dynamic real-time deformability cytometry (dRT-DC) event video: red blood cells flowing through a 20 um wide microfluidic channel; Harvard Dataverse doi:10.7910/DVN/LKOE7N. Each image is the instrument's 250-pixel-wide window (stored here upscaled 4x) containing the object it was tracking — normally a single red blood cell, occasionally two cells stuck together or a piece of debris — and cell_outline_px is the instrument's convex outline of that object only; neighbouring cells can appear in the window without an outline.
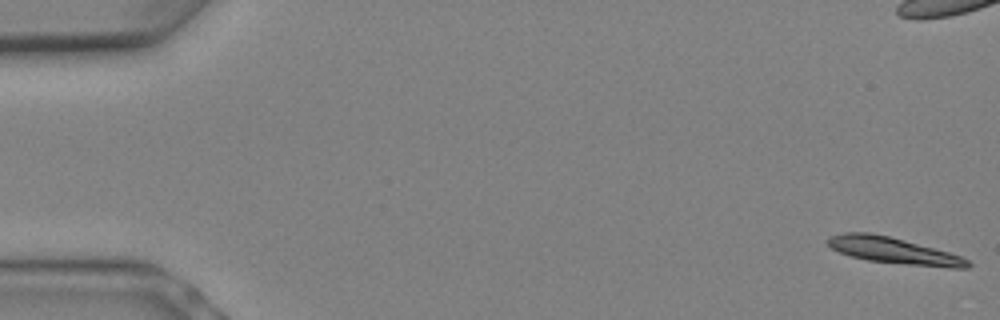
{"species": "Egyptian fruit bat (a non-hibernating species)", "species_latin": "Rousettus aegyptiacus", "temperature_condition": "warm", "stored_images_in_passage": 8, "camera_frame_rate_fps": 3000, "um_per_image_px": 0.085, "animal": {"sex": "female"}, "frame": {"image": 1, "passage_image": 1, "time_ms": 0.0, "image_size_px": [1000, 320], "cell_outline_px": [[972, 264], [968, 268], [952, 268], [908, 264], [868, 260], [852, 256], [840, 252], [832, 248], [828, 244], [828, 236], [844, 232], [868, 232], [888, 236], [948, 252], [960, 256], [968, 260]], "centroid_in_image_um": [75.94, 21.29], "position_along_channel_um": 9.1, "area_um2": 20.98}}
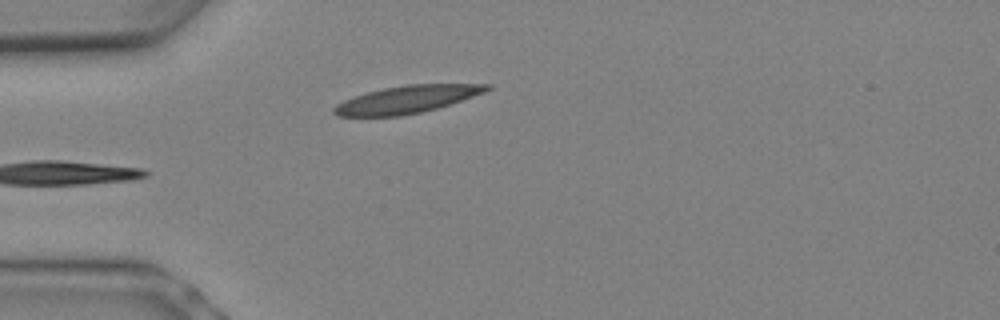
{"frame": {"image": 2, "passage_image": 8, "time_ms": 2.333, "image_size_px": [1000, 320], "cell_outline_px": [[492, 88], [484, 92], [436, 108], [420, 112], [400, 116], [336, 116], [332, 112], [332, 108], [336, 104], [344, 100], [368, 92], [384, 88], [408, 84], [492, 84]], "centroid_in_image_um": [34.55, 8.45], "position_along_channel_um": 50.5, "area_um2": 24.1}}